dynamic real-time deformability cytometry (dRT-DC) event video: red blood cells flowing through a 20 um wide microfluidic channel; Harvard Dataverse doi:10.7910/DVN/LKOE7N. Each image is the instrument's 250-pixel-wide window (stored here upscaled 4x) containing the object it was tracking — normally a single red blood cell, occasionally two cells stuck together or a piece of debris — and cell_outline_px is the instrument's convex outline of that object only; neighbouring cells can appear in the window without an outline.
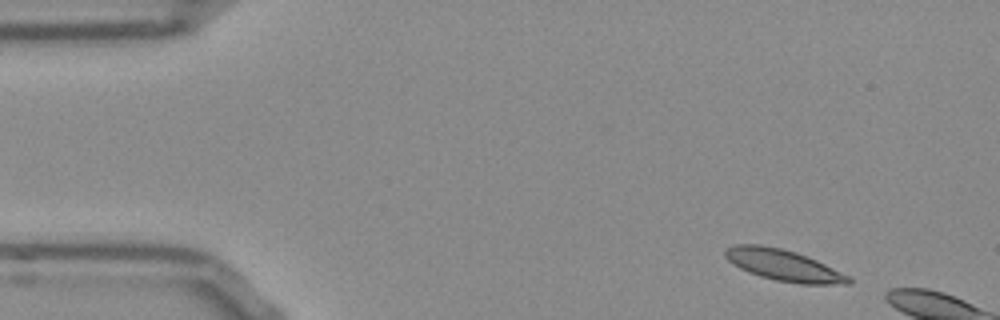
{"species": "Egyptian fruit bat (a non-hibernating species)", "species_latin": "Rousettus aegyptiacus", "temperature_condition": "room temperature", "stored_images_in_passage": 5, "camera_frame_rate_fps": 3000, "um_per_image_px": 0.085, "frame": {"image": 1, "passage_image": 1, "time_ms": 0.0, "image_size_px": [1000, 320], "cell_outline_px": [[852, 284], [800, 284], [776, 280], [760, 276], [748, 272], [740, 268], [728, 260], [724, 256], [724, 248], [736, 244], [760, 244], [780, 248], [796, 252], [808, 256], [852, 276]], "centroid_in_image_um": [66.63, 22.54], "position_along_channel_um": 18.4, "area_um2": 22.77}}